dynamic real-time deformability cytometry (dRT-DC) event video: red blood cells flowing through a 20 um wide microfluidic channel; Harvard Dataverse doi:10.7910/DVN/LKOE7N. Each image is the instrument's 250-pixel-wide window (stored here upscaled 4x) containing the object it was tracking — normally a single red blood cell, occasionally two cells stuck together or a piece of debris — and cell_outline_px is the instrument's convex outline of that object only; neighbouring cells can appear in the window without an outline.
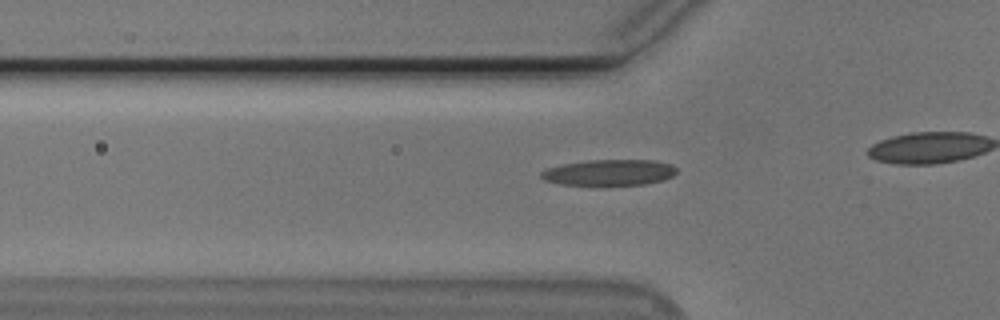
{"species": "Egyptian fruit bat (a non-hibernating species)", "species_latin": "Rousettus aegyptiacus", "temperature_condition": "cold", "stored_images_in_passage": 36, "camera_frame_rate_fps": 3000, "um_per_image_px": 0.085, "animal": {"sex": "male"}, "frame": {"image": 1, "passage_image": 11, "time_ms": 3.333, "image_size_px": [1000, 320], "cell_outline_px": [[676, 172], [672, 176], [664, 180], [644, 184], [608, 188], [600, 188], [560, 184], [544, 180], [540, 176], [540, 172], [548, 168], [564, 164], [588, 160], [656, 160], [672, 164], [676, 168]], "centroid_in_image_um": [51.78, 14.71], "position_along_channel_um": 74.0, "area_um2": 21.56}}